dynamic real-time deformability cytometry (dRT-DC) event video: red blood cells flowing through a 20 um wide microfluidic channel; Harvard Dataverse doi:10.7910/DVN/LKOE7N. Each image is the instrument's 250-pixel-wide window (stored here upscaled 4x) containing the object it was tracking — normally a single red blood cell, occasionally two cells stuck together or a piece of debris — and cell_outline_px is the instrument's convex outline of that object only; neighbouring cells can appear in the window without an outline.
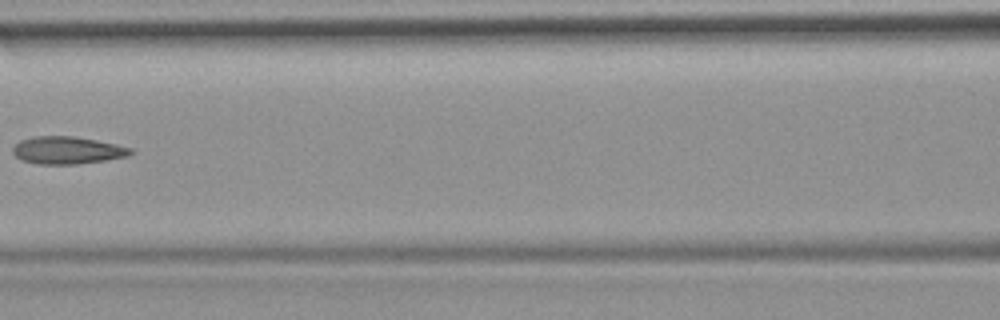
{"species": "common noctule bat (a hibernating species)", "species_latin": "Nyctalus noctula", "temperature_condition": "room temperature", "stored_images_in_passage": 6, "camera_frame_rate_fps": 3000, "um_per_image_px": 0.085, "animal": {"sex": "female", "body_mass_g": 19.9}, "frame": {"image": 1, "passage_image": 6, "time_ms": 1.667, "image_size_px": [1000, 320], "cell_outline_px": [[136, 152], [128, 156], [104, 160], [76, 164], [36, 164], [20, 160], [12, 152], [12, 148], [20, 140], [32, 136], [72, 136], [96, 140], [116, 144], [132, 148]], "centroid_in_image_um": [5.71, 12.77], "position_along_channel_um": 160.9, "area_um2": 18.96}}